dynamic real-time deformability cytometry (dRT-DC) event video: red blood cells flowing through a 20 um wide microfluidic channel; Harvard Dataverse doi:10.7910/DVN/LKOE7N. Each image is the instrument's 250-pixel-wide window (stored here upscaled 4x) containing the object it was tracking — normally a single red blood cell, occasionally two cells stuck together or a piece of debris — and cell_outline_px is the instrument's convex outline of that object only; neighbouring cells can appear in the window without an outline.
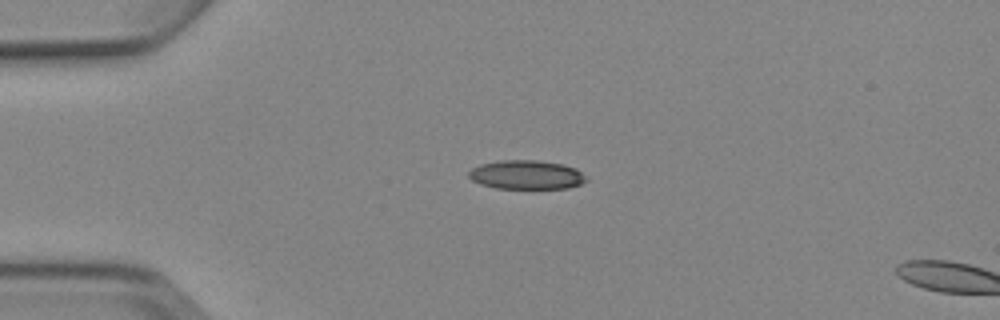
{"species": "Egyptian fruit bat (a non-hibernating species)", "species_latin": "Rousettus aegyptiacus", "temperature_condition": "cold", "stored_images_in_passage": 2, "camera_frame_rate_fps": 3000, "um_per_image_px": 0.085, "animal": {"sex": "female"}, "frame": {"image": 1, "passage_image": 1, "time_ms": 0.0, "image_size_px": [1000, 320], "cell_outline_px": [[588, 180], [580, 184], [568, 188], [496, 188], [480, 184], [472, 180], [468, 176], [468, 172], [472, 168], [480, 164], [500, 160], [540, 160], [564, 164], [576, 168]], "centroid_in_image_um": [44.73, 14.84], "position_along_channel_um": 40.3, "area_um2": 19.88}}